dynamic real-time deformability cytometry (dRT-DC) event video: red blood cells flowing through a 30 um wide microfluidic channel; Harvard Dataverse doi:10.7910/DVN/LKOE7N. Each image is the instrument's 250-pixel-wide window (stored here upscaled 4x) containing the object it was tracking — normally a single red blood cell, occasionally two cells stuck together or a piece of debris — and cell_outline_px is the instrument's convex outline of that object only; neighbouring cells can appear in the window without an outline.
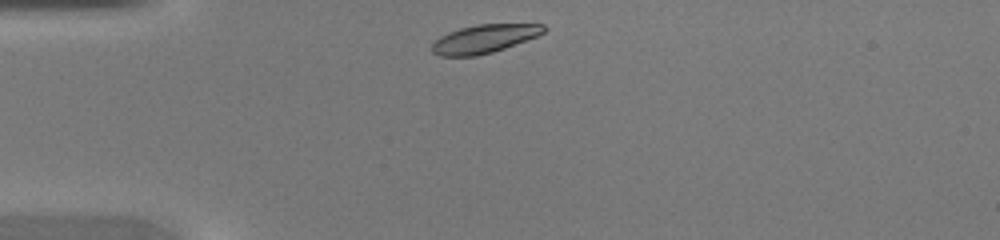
{"species": "common noctule bat (a hibernating species)", "species_latin": "Nyctalus noctula", "temperature_condition": "warm", "stored_images_in_passage": 30, "camera_frame_rate_fps": 3000, "um_per_image_px": 0.085, "animal": {"sex": "female", "body_mass_g": 20.0, "forearm_length_mm": 54.0}, "frame": {"image": 1, "passage_image": 1, "time_ms": 0.0, "image_size_px": [1000, 240], "cell_outline_px": [[548, 28], [544, 32], [536, 36], [504, 48], [492, 52], [476, 56], [440, 56], [432, 52], [432, 44], [440, 36], [448, 32], [460, 28], [476, 24], [544, 24]], "centroid_in_image_um": [41.14, 3.29], "position_along_channel_um": 43.9, "area_um2": 18.38}}
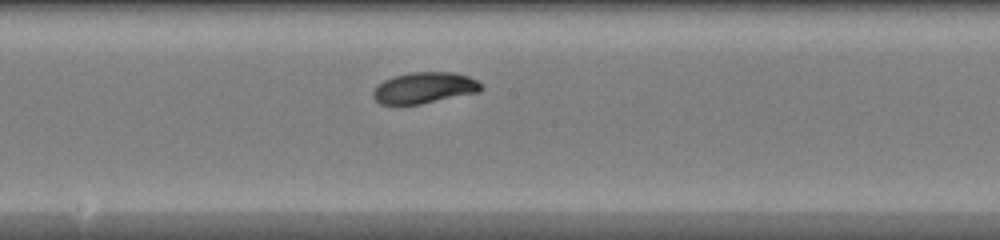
{"frame": {"image": 2, "passage_image": 14, "time_ms": 4.333, "image_size_px": [1000, 240], "cell_outline_px": [[484, 88], [480, 92], [420, 104], [380, 104], [372, 96], [372, 92], [384, 80], [392, 76], [412, 72], [452, 72], [468, 76], [476, 80]], "centroid_in_image_um": [36.08, 7.46], "position_along_channel_um": 212.1, "area_um2": 19.54}}
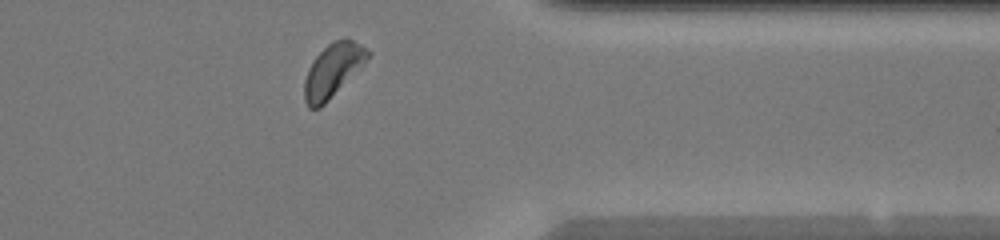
{"frame": {"image": 3, "passage_image": 26, "time_ms": 8.333, "image_size_px": [1000, 240], "cell_outline_px": [[372, 52], [364, 64], [320, 108], [308, 108], [304, 100], [304, 80], [308, 68], [312, 60], [332, 40], [352, 40], [360, 44]], "centroid_in_image_um": [28.27, 5.99], "position_along_channel_um": 383.1, "area_um2": 19.48}}